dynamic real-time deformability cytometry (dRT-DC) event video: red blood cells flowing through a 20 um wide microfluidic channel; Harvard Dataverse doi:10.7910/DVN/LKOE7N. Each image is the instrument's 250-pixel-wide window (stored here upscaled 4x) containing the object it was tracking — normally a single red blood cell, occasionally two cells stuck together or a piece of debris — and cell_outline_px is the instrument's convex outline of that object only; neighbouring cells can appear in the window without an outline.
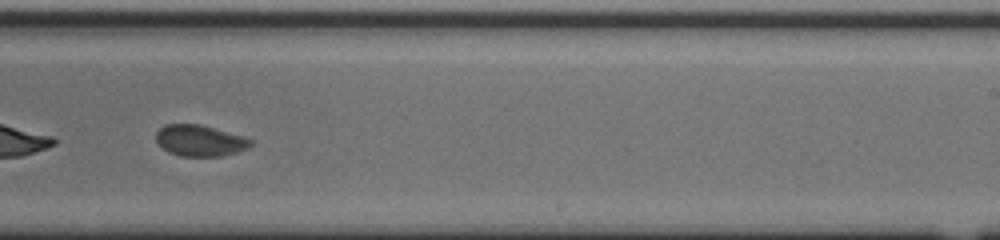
{"species": "common noctule bat (a hibernating species)", "species_latin": "Nyctalus noctula", "temperature_condition": "cold", "stored_images_in_passage": 40, "camera_frame_rate_fps": 3000, "um_per_image_px": 0.085, "animal": {"sex": "male", "body_mass_g": 20.0, "forearm_length_mm": 53.3}, "frame": {"image": 1, "passage_image": 18, "time_ms": 5.667, "image_size_px": [1000, 240], "cell_outline_px": [[252, 144], [248, 148], [224, 156], [180, 156], [168, 152], [156, 140], [156, 132], [164, 124], [200, 124], [240, 136], [252, 140]], "centroid_in_image_um": [16.96, 11.95], "position_along_channel_um": 272.0, "area_um2": 16.99}}
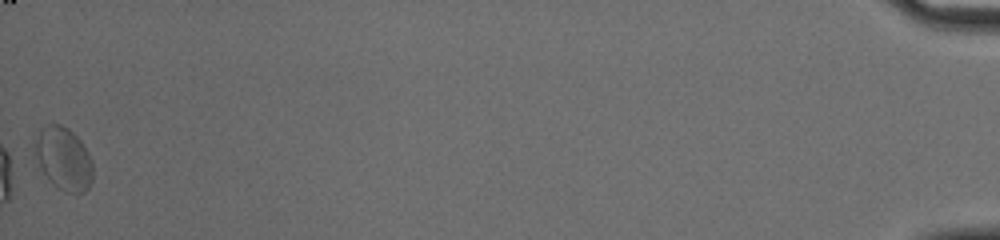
{"frame": {"image": 2, "passage_image": 40, "time_ms": 13.0, "image_size_px": [1000, 240], "cell_outline_px": [[92, 180], [88, 188], [84, 192], [64, 192], [40, 168], [32, 148], [32, 144], [40, 132], [48, 124], [60, 124], [68, 128], [84, 144], [92, 160]], "centroid_in_image_um": [5.41, 13.46], "position_along_channel_um": 429.8, "area_um2": 20.98}, "authors_computed_cell_mechanics": {"area_um2": 17.8313, "velocity_mm_per_s": 3.6546, "shape_relaxation_time_tau1_ms": 4.9437, "shape_relaxation_time_tau2_ms": null, "deformation_change_tau1": 0.0806, "deformation_change_tau2": null}}